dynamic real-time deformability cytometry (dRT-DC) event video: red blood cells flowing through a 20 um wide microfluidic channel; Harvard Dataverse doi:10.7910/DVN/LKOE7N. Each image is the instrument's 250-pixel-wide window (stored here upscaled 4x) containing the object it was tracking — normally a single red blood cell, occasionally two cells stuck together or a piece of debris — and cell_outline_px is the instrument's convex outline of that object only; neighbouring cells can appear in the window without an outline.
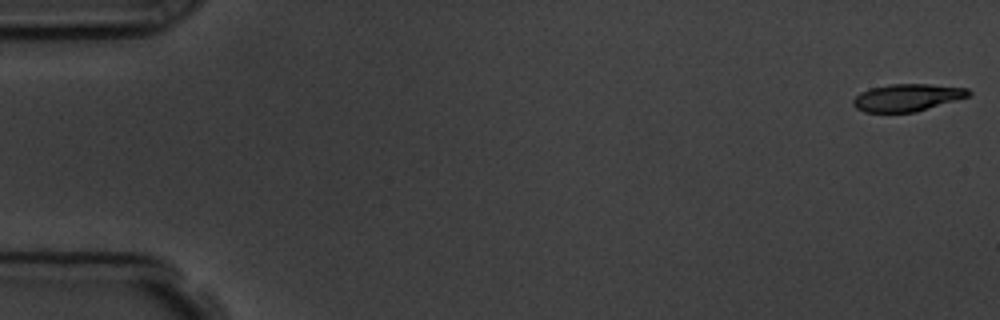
{"species": "common noctule bat (a hibernating species)", "species_latin": "Nyctalus noctula", "temperature_condition": "room temperature", "stored_images_in_passage": 5, "camera_frame_rate_fps": 3000, "um_per_image_px": 0.085, "animal": {"sex": "male", "body_mass_g": 19.5, "forearm_length_mm": 54.6}, "frame": {"image": 1, "passage_image": 1, "time_ms": 0.0, "image_size_px": [1000, 320], "cell_outline_px": [[972, 92], [968, 96], [956, 100], [916, 112], [864, 112], [856, 108], [852, 104], [852, 100], [860, 92], [868, 88], [888, 84], [928, 84], [968, 88]], "centroid_in_image_um": [77.08, 8.29], "position_along_channel_um": 7.9, "area_um2": 18.44}}
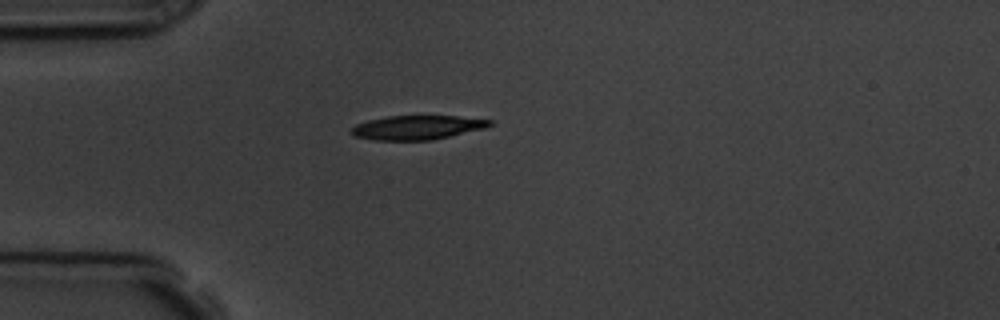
{"frame": {"image": 2, "passage_image": 5, "time_ms": 4.667, "image_size_px": [1000, 320], "cell_outline_px": [[492, 124], [484, 128], [432, 140], [372, 140], [356, 136], [352, 132], [352, 128], [356, 124], [368, 120], [388, 116], [456, 116], [492, 120]], "centroid_in_image_um": [35.46, 10.83], "position_along_channel_um": 49.5, "area_um2": 19.19}}